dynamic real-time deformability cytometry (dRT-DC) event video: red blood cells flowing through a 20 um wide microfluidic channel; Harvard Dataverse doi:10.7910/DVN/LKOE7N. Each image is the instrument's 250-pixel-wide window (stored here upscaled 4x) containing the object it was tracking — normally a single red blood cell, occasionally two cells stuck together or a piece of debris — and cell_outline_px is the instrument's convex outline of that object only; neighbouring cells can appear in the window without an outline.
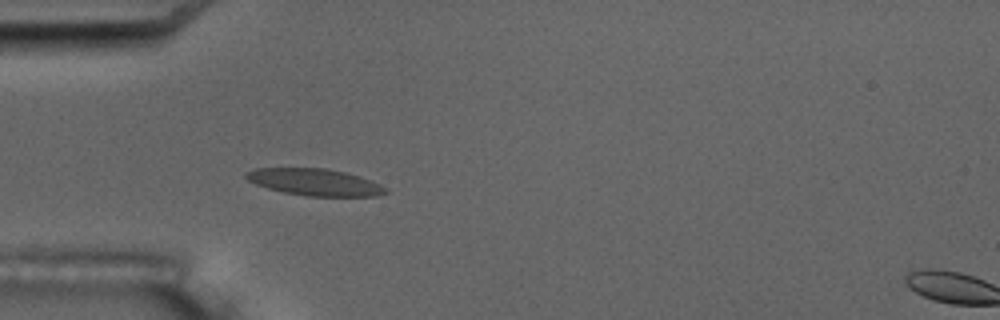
{"species": "common noctule bat (a hibernating species)", "species_latin": "Nyctalus noctula", "temperature_condition": "room temperature", "stored_images_in_passage": 5, "camera_frame_rate_fps": 3000, "um_per_image_px": 0.085, "animal": {"sex": "male", "body_mass_g": 17.5, "forearm_length_mm": 52.3}, "frame": {"image": 1, "passage_image": 4, "time_ms": 4.0, "image_size_px": [1000, 320], "cell_outline_px": [[388, 192], [376, 196], [308, 196], [284, 192], [268, 188], [256, 184], [248, 180], [244, 176], [244, 172], [256, 168], [324, 168], [344, 172], [360, 176], [380, 184], [388, 188]], "centroid_in_image_um": [26.76, 15.48], "position_along_channel_um": 58.2, "area_um2": 21.79}}